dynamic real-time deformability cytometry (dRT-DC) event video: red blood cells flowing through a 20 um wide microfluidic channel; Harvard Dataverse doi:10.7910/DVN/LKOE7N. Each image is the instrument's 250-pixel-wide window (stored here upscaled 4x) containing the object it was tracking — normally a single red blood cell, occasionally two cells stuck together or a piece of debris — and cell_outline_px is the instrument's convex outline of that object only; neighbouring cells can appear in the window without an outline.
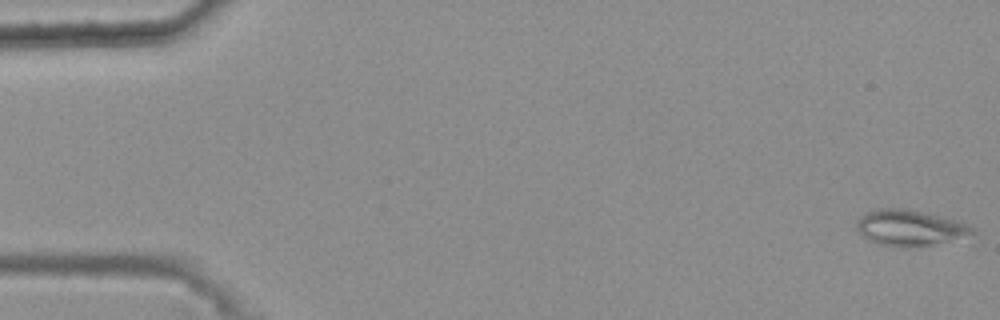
{"species": "common noctule bat (a hibernating species)", "species_latin": "Nyctalus noctula", "temperature_condition": "warm", "stored_images_in_passage": 48, "camera_frame_rate_fps": 3000, "um_per_image_px": 0.085, "animal": {"sex": "female", "body_mass_g": 25.1}, "frame": {"image": 1, "passage_image": 1, "time_ms": 0.0, "image_size_px": [1000, 320], "cell_outline_px": [[980, 232], [928, 244], [904, 248], [880, 244], [868, 240], [856, 228], [856, 224], [860, 216], [876, 208], [908, 208], [956, 220], [968, 224], [976, 228]], "centroid_in_image_um": [77.31, 19.34], "position_along_channel_um": 7.7, "area_um2": 23.87}}
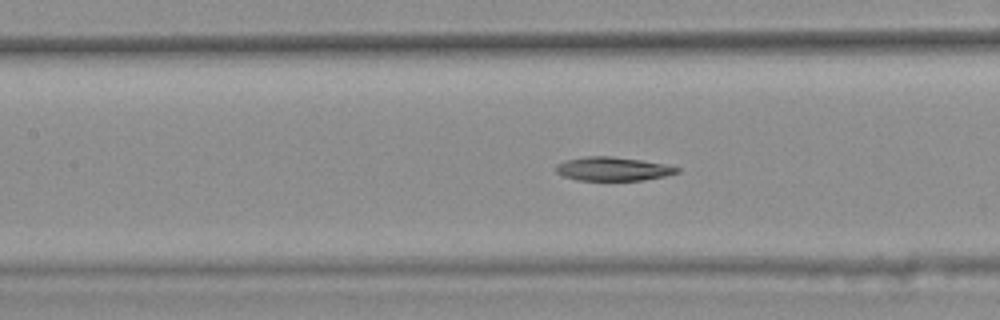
{"frame": {"image": 2, "passage_image": 25, "time_ms": 8.0, "image_size_px": [1000, 320], "cell_outline_px": [[680, 172], [664, 176], [644, 180], [576, 180], [564, 176], [556, 172], [556, 164], [564, 160], [588, 156], [612, 156], [640, 160], [664, 164], [680, 168]], "centroid_in_image_um": [52.08, 14.35], "position_along_channel_um": 155.3, "area_um2": 16.7}}
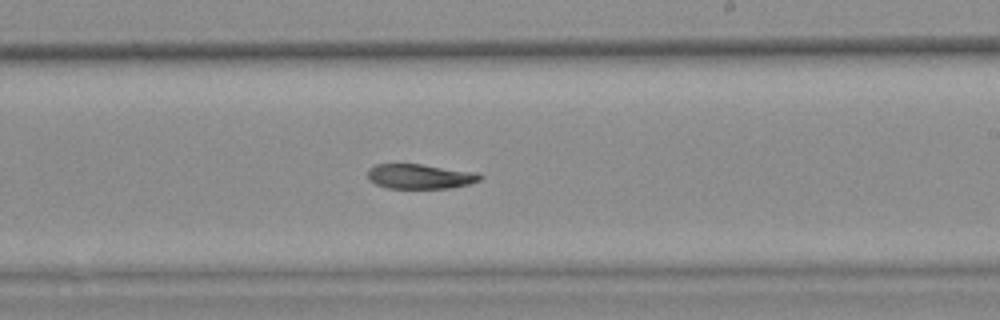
{"frame": {"image": 3, "passage_image": 33, "time_ms": 10.667, "image_size_px": [1000, 320], "cell_outline_px": [[484, 176], [480, 180], [468, 184], [448, 188], [388, 188], [376, 184], [368, 180], [368, 168], [376, 164], [420, 164], [476, 172]], "centroid_in_image_um": [35.68, 14.99], "position_along_channel_um": 253.3, "area_um2": 16.18}}